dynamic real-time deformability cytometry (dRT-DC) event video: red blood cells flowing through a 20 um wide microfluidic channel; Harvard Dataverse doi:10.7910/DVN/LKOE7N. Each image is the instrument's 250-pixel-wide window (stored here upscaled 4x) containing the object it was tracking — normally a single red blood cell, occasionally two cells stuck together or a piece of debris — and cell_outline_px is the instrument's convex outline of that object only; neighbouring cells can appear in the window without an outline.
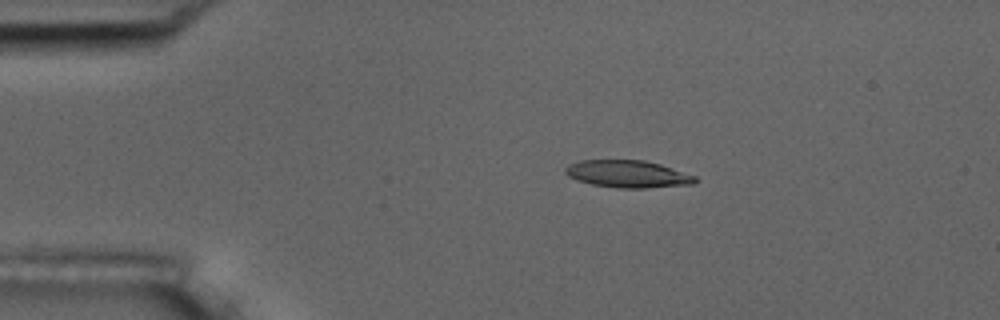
{"species": "common noctule bat (a hibernating species)", "species_latin": "Nyctalus noctula", "temperature_condition": "room temperature", "stored_images_in_passage": 4, "camera_frame_rate_fps": 3000, "um_per_image_px": 0.085, "animal": {"sex": "male", "body_mass_g": 17.5, "forearm_length_mm": 52.3}, "frame": {"image": 1, "passage_image": 1, "time_ms": 0.0, "image_size_px": [1000, 320], "cell_outline_px": [[696, 180], [692, 184], [648, 188], [616, 188], [592, 184], [576, 180], [568, 176], [564, 172], [564, 168], [568, 164], [580, 160], [644, 160], [660, 164], [696, 176]], "centroid_in_image_um": [53.31, 14.79], "position_along_channel_um": 31.7, "area_um2": 20.69}}
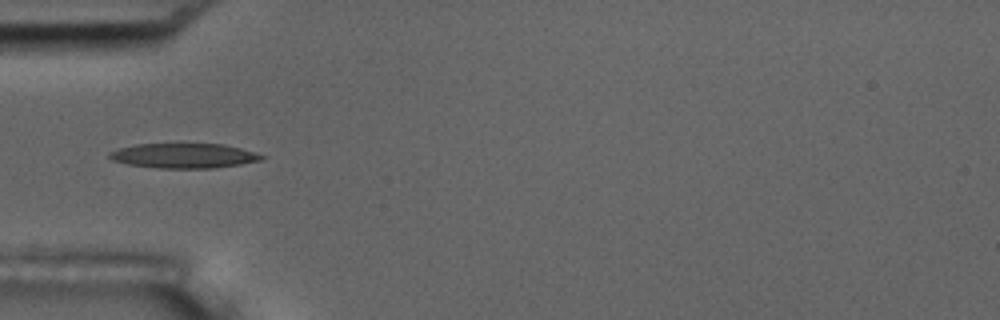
{"frame": {"image": 2, "passage_image": 3, "time_ms": 2.333, "image_size_px": [1000, 320], "cell_outline_px": [[268, 156], [264, 160], [240, 164], [212, 168], [160, 168], [128, 164], [112, 160], [108, 156], [108, 152], [120, 148], [136, 144], [224, 144], [240, 148]], "centroid_in_image_um": [15.66, 13.23], "position_along_channel_um": 69.3, "area_um2": 21.96}}